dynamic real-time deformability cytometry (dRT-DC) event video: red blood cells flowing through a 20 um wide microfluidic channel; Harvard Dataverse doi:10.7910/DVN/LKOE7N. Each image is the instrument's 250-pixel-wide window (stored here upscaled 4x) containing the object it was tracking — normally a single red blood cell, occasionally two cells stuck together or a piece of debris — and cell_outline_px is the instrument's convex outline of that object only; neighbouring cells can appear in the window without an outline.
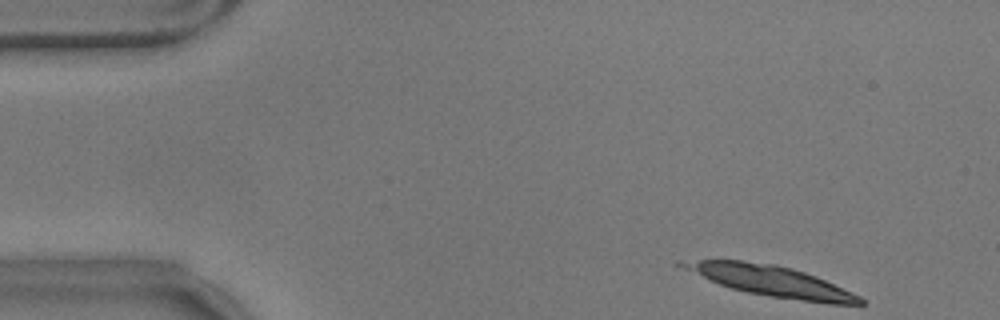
{"species": "common noctule bat (a hibernating species)", "species_latin": "Nyctalus noctula", "temperature_condition": "warm", "stored_images_in_passage": 31, "camera_frame_rate_fps": 3000, "um_per_image_px": 0.085, "animal": {"sex": "male", "body_mass_g": 17.9}, "frame": {"image": 1, "passage_image": 1, "time_ms": 0.0, "image_size_px": [1000, 320], "cell_outline_px": [[864, 304], [828, 304], [772, 296], [748, 292], [732, 288], [720, 284], [684, 268], [676, 264], [676, 260], [740, 260], [776, 264], [792, 268], [816, 276], [852, 292], [860, 296], [864, 300]], "centroid_in_image_um": [65.58, 23.87], "position_along_channel_um": 19.4, "area_um2": 31.15}}